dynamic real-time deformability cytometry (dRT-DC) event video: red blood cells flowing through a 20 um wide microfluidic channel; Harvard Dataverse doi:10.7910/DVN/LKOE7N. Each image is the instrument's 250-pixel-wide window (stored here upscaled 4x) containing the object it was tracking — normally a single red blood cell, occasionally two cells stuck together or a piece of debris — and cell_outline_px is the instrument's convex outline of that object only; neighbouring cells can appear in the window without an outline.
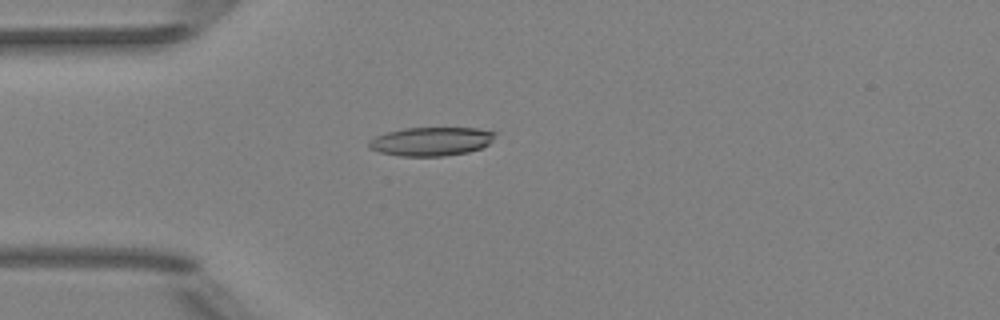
{"species": "Egyptian fruit bat (a non-hibernating species)", "species_latin": "Rousettus aegyptiacus", "temperature_condition": "room temperature", "stored_images_in_passage": 2, "camera_frame_rate_fps": 3000, "um_per_image_px": 0.085, "animal": {"sex": "female"}, "frame": {"image": 1, "passage_image": 2, "time_ms": 1.0, "image_size_px": [1000, 320], "cell_outline_px": [[496, 132], [492, 140], [488, 144], [480, 148], [468, 152], [444, 156], [400, 156], [380, 152], [368, 148], [368, 144], [376, 136], [388, 132], [404, 128], [476, 128]], "centroid_in_image_um": [36.65, 12.02], "position_along_channel_um": 48.4, "area_um2": 20.92}}